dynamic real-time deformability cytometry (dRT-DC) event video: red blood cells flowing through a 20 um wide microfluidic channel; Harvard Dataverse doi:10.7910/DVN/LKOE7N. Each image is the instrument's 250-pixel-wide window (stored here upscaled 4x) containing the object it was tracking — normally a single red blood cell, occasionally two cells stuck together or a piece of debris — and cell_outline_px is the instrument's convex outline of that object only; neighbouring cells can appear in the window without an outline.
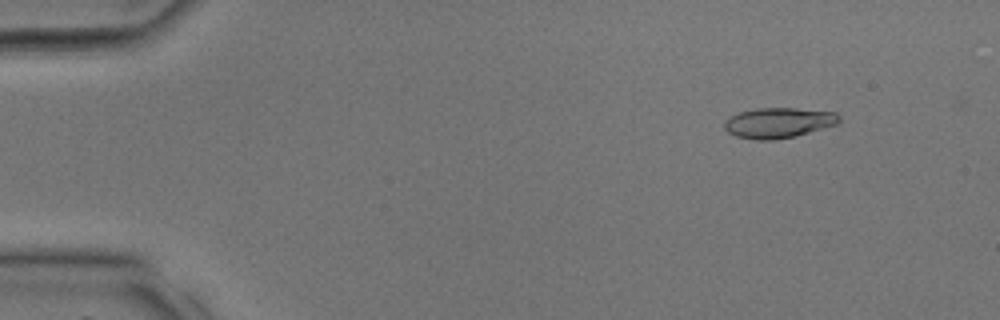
{"species": "common noctule bat (a hibernating species)", "species_latin": "Nyctalus noctula", "temperature_condition": "room temperature", "stored_images_in_passage": 34, "camera_frame_rate_fps": 3000, "um_per_image_px": 0.085, "animal": {"sex": "male", "body_mass_g": 17.9, "forearm_length_mm": 54.2}, "frame": {"image": 1, "passage_image": 4, "time_ms": 1.0, "image_size_px": [1000, 320], "cell_outline_px": [[840, 124], [796, 136], [772, 140], [756, 140], [736, 136], [728, 132], [724, 128], [724, 120], [728, 116], [740, 112], [756, 108], [796, 108], [836, 112], [840, 116]], "centroid_in_image_um": [66.19, 10.43], "position_along_channel_um": 18.8, "area_um2": 20.58}}
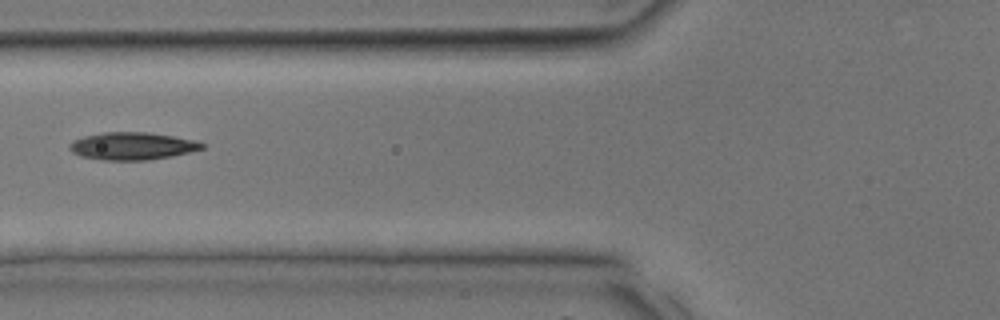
{"frame": {"image": 2, "passage_image": 14, "time_ms": 4.333, "image_size_px": [1000, 320], "cell_outline_px": [[208, 144], [204, 148], [172, 156], [148, 160], [104, 160], [80, 156], [72, 152], [68, 148], [68, 144], [72, 140], [84, 136], [104, 132], [148, 132], [172, 136], [192, 140]], "centroid_in_image_um": [11.21, 12.41], "position_along_channel_um": 114.6, "area_um2": 21.27}}
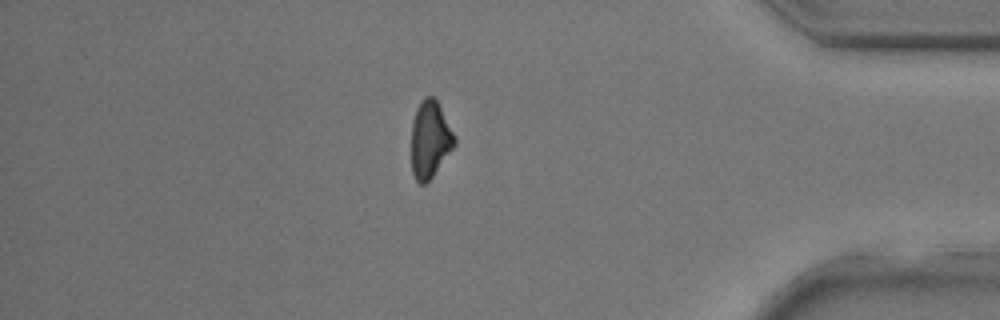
{"frame": {"image": 3, "passage_image": 30, "time_ms": 9.667, "image_size_px": [1000, 320], "cell_outline_px": [[456, 144], [432, 176], [424, 184], [420, 184], [416, 180], [412, 172], [412, 120], [416, 108], [420, 100], [424, 96], [432, 96], [436, 100], [456, 136]], "centroid_in_image_um": [36.55, 11.82], "position_along_channel_um": 398.7, "area_um2": 19.25}}